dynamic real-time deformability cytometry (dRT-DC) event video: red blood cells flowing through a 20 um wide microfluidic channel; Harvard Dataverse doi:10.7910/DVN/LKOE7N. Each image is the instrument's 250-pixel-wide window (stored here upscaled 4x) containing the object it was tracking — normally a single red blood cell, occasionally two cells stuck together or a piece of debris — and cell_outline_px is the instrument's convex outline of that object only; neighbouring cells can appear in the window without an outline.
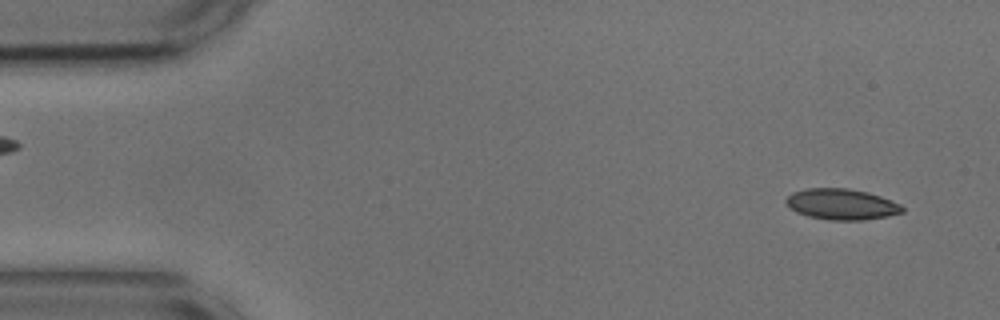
{"species": "common noctule bat (a hibernating species)", "species_latin": "Nyctalus noctula", "temperature_condition": "cold", "stored_images_in_passage": 53, "camera_frame_rate_fps": 3000, "um_per_image_px": 0.085, "animal": {"sex": "male", "body_mass_g": 17.9, "forearm_length_mm": 54.2}, "frame": {"image": 1, "passage_image": 3, "time_ms": 0.667, "image_size_px": [1000, 320], "cell_outline_px": [[904, 212], [888, 216], [864, 220], [828, 220], [808, 216], [796, 212], [784, 200], [792, 192], [804, 188], [848, 188], [868, 192], [880, 196], [900, 204], [904, 208]], "centroid_in_image_um": [71.54, 17.36], "position_along_channel_um": 13.5, "area_um2": 20.98}}
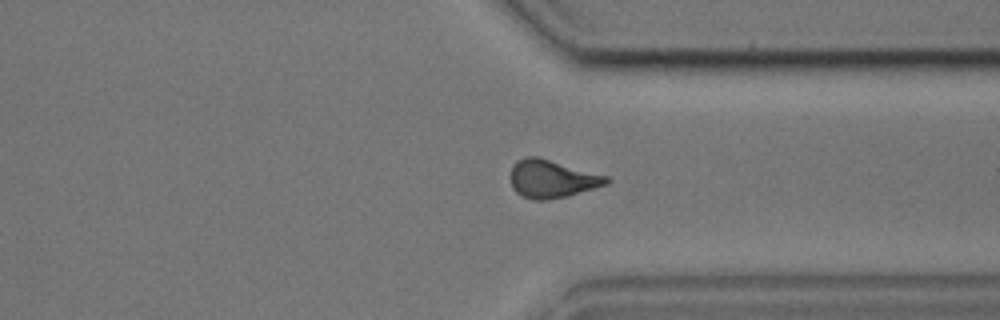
{"frame": {"image": 2, "passage_image": 40, "time_ms": 13.0, "image_size_px": [1000, 320], "cell_outline_px": [[612, 180], [608, 184], [568, 196], [544, 200], [532, 200], [520, 196], [512, 188], [512, 168], [516, 160], [524, 156], [540, 156], [608, 176]], "centroid_in_image_um": [46.93, 15.19], "position_along_channel_um": 364.5, "area_um2": 21.5}}
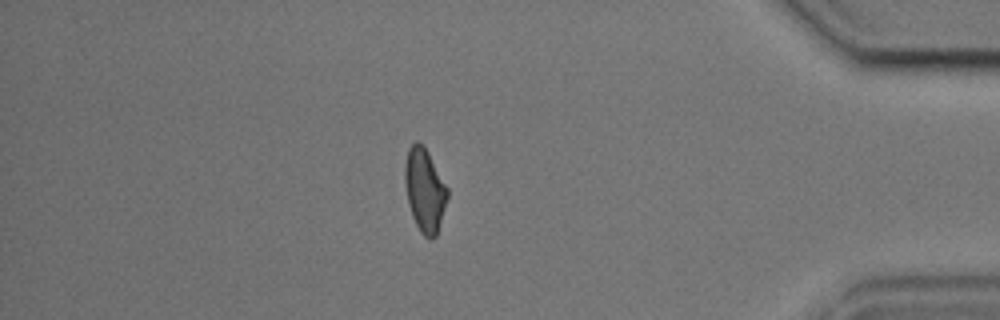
{"frame": {"image": 3, "passage_image": 46, "time_ms": 15.0, "image_size_px": [1000, 320], "cell_outline_px": [[448, 196], [436, 236], [428, 240], [420, 232], [412, 216], [408, 204], [404, 180], [404, 164], [408, 148], [416, 140], [428, 152], [448, 188]], "centroid_in_image_um": [36.08, 16.17], "position_along_channel_um": 399.1, "area_um2": 20.63}, "authors_computed_cell_mechanics": {"area_um2": 21.0392, "velocity_mm_per_s": 3.6554, "shape_relaxation_time_tau1_ms": 2.9728, "shape_relaxation_time_tau2_ms": 2.2748, "deformation_change_tau1": 0.1069, "deformation_change_tau2": 0.082}}